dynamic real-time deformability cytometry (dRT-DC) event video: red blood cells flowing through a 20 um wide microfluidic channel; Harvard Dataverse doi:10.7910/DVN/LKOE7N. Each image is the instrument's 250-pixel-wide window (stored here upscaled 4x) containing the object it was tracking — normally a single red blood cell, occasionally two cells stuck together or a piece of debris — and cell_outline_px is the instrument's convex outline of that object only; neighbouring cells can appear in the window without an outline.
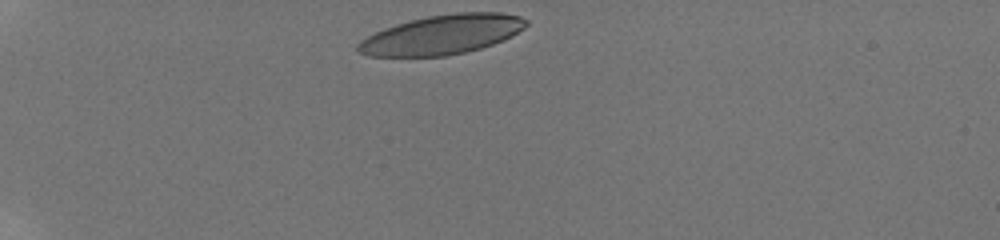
{"species": "human", "species_latin": "Homo sapiens", "temperature_condition": "room temperature", "stored_images_in_passage": 34, "camera_frame_rate_fps": 3000, "um_per_image_px": 0.085, "donor": {"sex": "male"}, "frame": {"image": 1, "passage_image": 1, "time_ms": 0.0, "image_size_px": [1000, 240], "cell_outline_px": [[528, 24], [524, 28], [512, 36], [492, 44], [480, 48], [464, 52], [444, 56], [368, 56], [360, 52], [356, 48], [356, 44], [360, 40], [384, 28], [396, 24], [428, 16], [456, 12], [500, 12], [520, 16], [528, 20]], "centroid_in_image_um": [37.59, 2.94], "position_along_channel_um": 47.4, "area_um2": 38.49}}
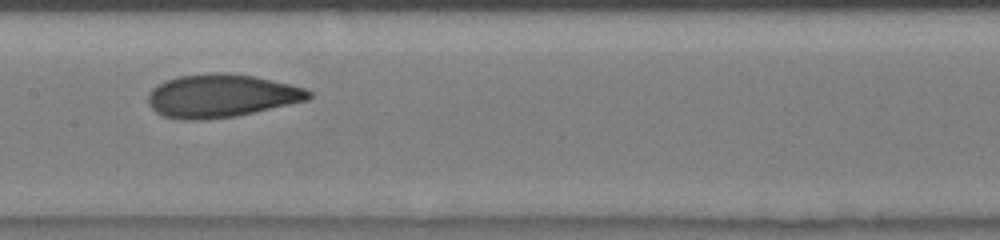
{"frame": {"image": 2, "passage_image": 16, "time_ms": 5.0, "image_size_px": [1000, 240], "cell_outline_px": [[312, 96], [308, 100], [236, 116], [200, 120], [180, 120], [164, 116], [156, 112], [148, 104], [148, 92], [156, 84], [164, 80], [180, 76], [216, 72], [224, 72], [252, 76], [288, 84], [304, 88], [312, 92]], "centroid_in_image_um": [18.76, 8.15], "position_along_channel_um": 188.6, "area_um2": 40.34}}
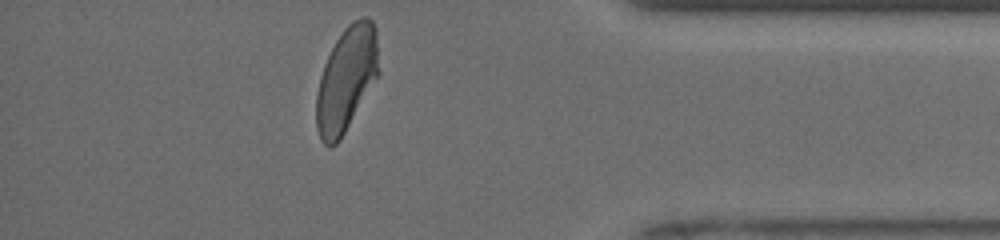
{"frame": {"image": 3, "passage_image": 34, "time_ms": 11.0, "image_size_px": [1000, 240], "cell_outline_px": [[380, 72], [340, 140], [336, 144], [328, 148], [320, 140], [316, 128], [316, 96], [320, 76], [324, 64], [336, 40], [344, 28], [352, 20], [364, 16], [368, 16], [372, 20], [376, 28]], "centroid_in_image_um": [29.45, 6.72], "position_along_channel_um": 405.8, "area_um2": 38.32}, "authors_computed_cell_mechanics": {"area_um2": 39.1306, "velocity_mm_per_s": 3.9451, "shape_relaxation_time_tau1_ms": 4.2653, "shape_relaxation_time_tau2_ms": 0.8695, "deformation_change_tau1": 0.1792, "deformation_change_tau2": 0.0658}}